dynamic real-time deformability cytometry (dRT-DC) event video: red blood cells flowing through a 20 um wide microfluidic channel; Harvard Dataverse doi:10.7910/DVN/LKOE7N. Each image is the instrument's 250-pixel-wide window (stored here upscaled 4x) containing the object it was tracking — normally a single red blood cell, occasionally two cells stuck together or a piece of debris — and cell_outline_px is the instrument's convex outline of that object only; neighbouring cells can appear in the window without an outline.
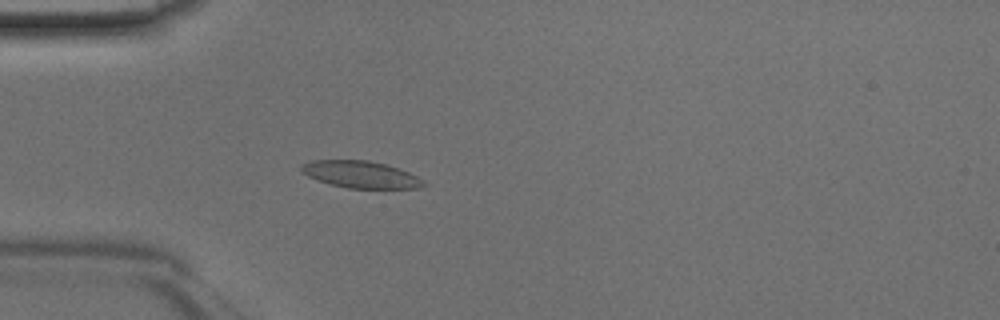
{"species": "Egyptian fruit bat (a non-hibernating species)", "species_latin": "Rousettus aegyptiacus", "temperature_condition": "room temperature", "stored_images_in_passage": 45, "camera_frame_rate_fps": 3000, "um_per_image_px": 0.085, "animal": {"sex": "male"}, "frame": {"image": 1, "passage_image": 12, "time_ms": 3.667, "image_size_px": [1000, 320], "cell_outline_px": [[428, 184], [420, 188], [348, 188], [332, 184], [308, 176], [300, 172], [300, 164], [312, 160], [368, 160], [384, 164], [408, 172], [424, 180]], "centroid_in_image_um": [30.65, 14.82], "position_along_channel_um": 54.4, "area_um2": 19.07}}
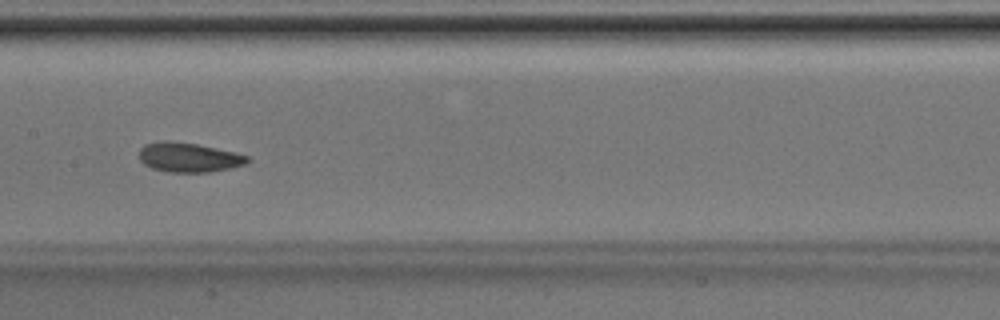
{"frame": {"image": 2, "passage_image": 22, "time_ms": 7.0, "image_size_px": [1000, 320], "cell_outline_px": [[252, 160], [244, 164], [232, 168], [212, 172], [168, 172], [152, 168], [144, 164], [140, 160], [140, 148], [144, 144], [160, 140], [168, 140], [196, 144], [236, 152], [248, 156]], "centroid_in_image_um": [16.05, 13.37], "position_along_channel_um": 191.3, "area_um2": 18.79}}
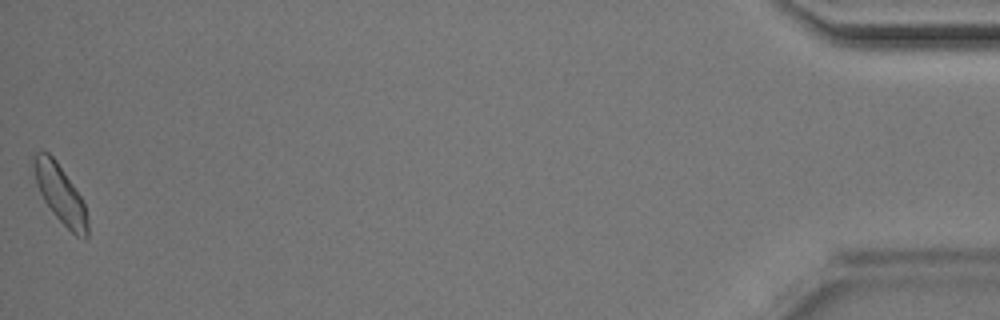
{"frame": {"image": 3, "passage_image": 45, "time_ms": 14.667, "image_size_px": [1000, 320], "cell_outline_px": [[88, 236], [84, 240], [76, 236], [52, 212], [44, 200], [36, 184], [32, 164], [32, 156], [36, 152], [48, 152], [56, 160], [80, 196], [84, 204], [88, 216]], "centroid_in_image_um": [5.12, 16.49], "position_along_channel_um": 430.1, "area_um2": 18.15}}